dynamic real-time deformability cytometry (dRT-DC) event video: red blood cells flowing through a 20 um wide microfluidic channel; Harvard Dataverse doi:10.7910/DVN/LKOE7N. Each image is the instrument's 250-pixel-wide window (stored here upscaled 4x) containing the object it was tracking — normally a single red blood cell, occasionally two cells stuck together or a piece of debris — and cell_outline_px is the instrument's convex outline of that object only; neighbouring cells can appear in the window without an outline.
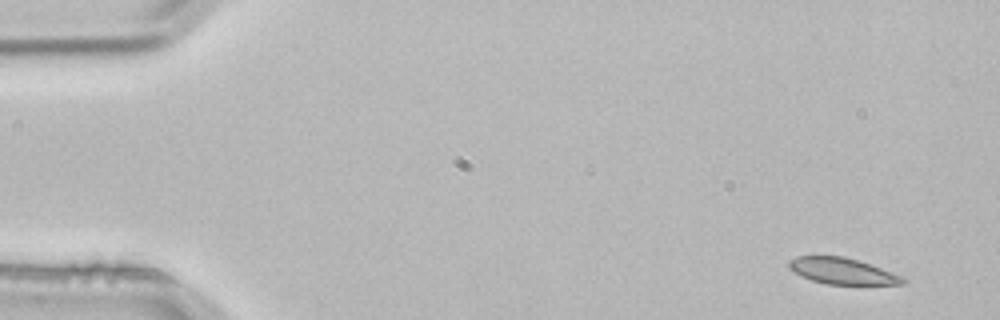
{"species": "common noctule bat (a hibernating species)", "species_latin": "Nyctalus noctula", "temperature_condition": "room temperature", "stored_images_in_passage": 3, "camera_frame_rate_fps": 3000, "um_per_image_px": 0.085, "animal": {"sex": "male", "body_mass_g": 21.5, "forearm_length_mm": 52.0}, "frame": {"image": 1, "passage_image": 1, "time_ms": 0.0, "image_size_px": [1000, 320], "cell_outline_px": [[908, 280], [904, 284], [828, 284], [812, 280], [800, 276], [788, 264], [788, 260], [796, 256], [844, 256], [908, 276]], "centroid_in_image_um": [71.69, 23.04], "position_along_channel_um": 13.3, "area_um2": 17.51}}